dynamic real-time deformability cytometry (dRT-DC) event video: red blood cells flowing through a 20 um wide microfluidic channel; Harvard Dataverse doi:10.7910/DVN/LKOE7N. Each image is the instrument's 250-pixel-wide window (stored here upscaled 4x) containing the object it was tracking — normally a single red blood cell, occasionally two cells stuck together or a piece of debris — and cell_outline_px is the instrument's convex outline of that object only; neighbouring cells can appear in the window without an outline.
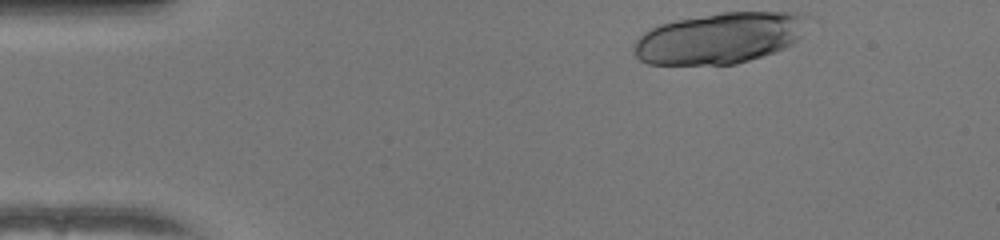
{"species": "human", "species_latin": "Homo sapiens", "temperature_condition": "warm", "stored_images_in_passage": 36, "camera_frame_rate_fps": 3000, "um_per_image_px": 0.085, "donor": {"sex": "female"}, "frame": {"image": 1, "passage_image": 1, "time_ms": 0.0, "image_size_px": [1000, 240], "cell_outline_px": [[816, 20], [804, 36], [792, 44], [776, 52], [736, 64], [648, 64], [640, 60], [632, 52], [632, 44], [644, 32], [660, 24], [676, 20], [720, 12], [796, 12], [816, 16]], "centroid_in_image_um": [61.31, 3.21], "position_along_channel_um": 23.7, "area_um2": 52.94}}